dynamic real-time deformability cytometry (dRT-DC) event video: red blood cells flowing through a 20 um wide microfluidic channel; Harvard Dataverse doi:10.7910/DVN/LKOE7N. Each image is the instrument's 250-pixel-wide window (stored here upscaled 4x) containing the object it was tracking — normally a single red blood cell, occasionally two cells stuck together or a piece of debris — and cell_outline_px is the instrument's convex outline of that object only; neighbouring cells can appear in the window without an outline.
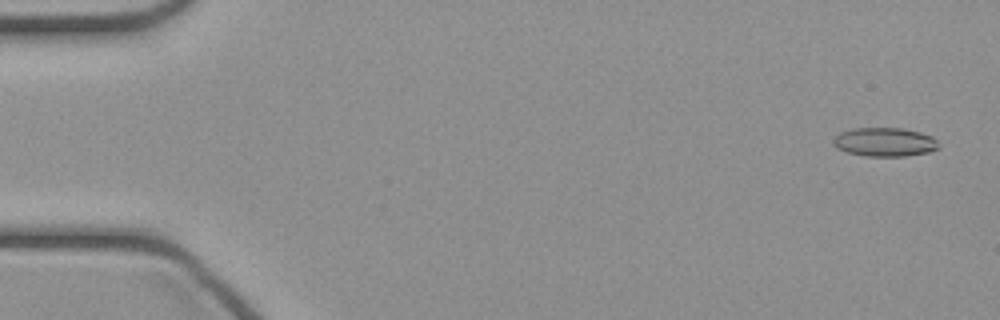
{"species": "common noctule bat (a hibernating species)", "species_latin": "Nyctalus noctula", "temperature_condition": "cold", "stored_images_in_passage": 43, "camera_frame_rate_fps": 3000, "um_per_image_px": 0.085, "animal": {"sex": "female", "body_mass_g": 21.9}, "frame": {"image": 1, "passage_image": 2, "time_ms": 0.333, "image_size_px": [1000, 320], "cell_outline_px": [[940, 148], [928, 152], [904, 156], [868, 156], [848, 152], [836, 148], [832, 144], [832, 140], [840, 132], [852, 128], [904, 128], [920, 132], [932, 136], [940, 144]], "centroid_in_image_um": [75.21, 12.06], "position_along_channel_um": 9.8, "area_um2": 17.8}}
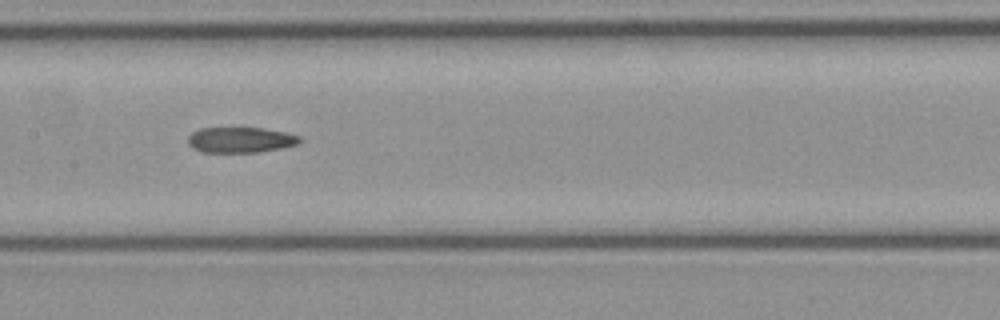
{"frame": {"image": 2, "passage_image": 23, "time_ms": 7.333, "image_size_px": [1000, 320], "cell_outline_px": [[300, 144], [284, 148], [256, 152], [200, 152], [192, 148], [188, 144], [188, 136], [192, 132], [200, 128], [264, 128], [284, 132], [300, 136]], "centroid_in_image_um": [20.44, 11.89], "position_along_channel_um": 187.0, "area_um2": 16.76}}
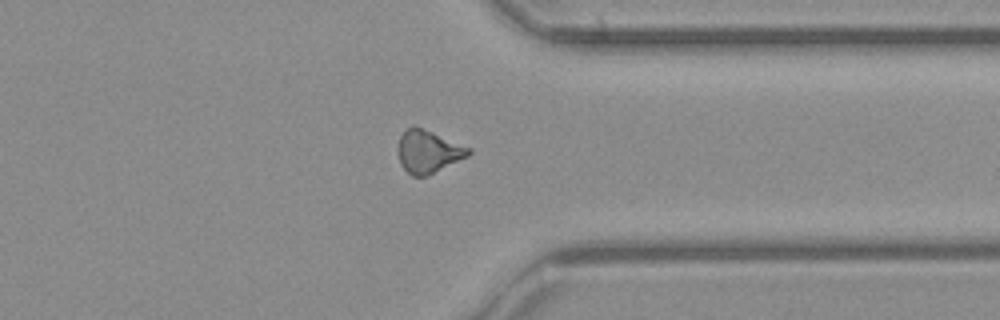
{"frame": {"image": 3, "passage_image": 36, "time_ms": 11.667, "image_size_px": [1000, 320], "cell_outline_px": [[472, 152], [468, 156], [424, 176], [412, 176], [400, 164], [396, 148], [400, 136], [408, 128], [416, 124], [472, 148]], "centroid_in_image_um": [36.38, 12.83], "position_along_channel_um": 375.0, "area_um2": 17.69}}